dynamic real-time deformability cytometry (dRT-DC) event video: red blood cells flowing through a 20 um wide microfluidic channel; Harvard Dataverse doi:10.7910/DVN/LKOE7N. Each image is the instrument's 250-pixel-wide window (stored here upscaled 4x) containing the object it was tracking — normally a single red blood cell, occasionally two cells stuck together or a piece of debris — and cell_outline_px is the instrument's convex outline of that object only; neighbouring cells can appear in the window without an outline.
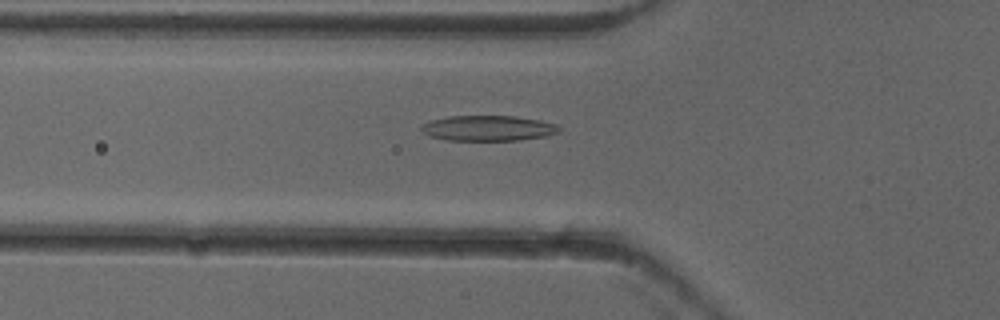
{"species": "common noctule bat (a hibernating species)", "species_latin": "Nyctalus noctula", "temperature_condition": "cold", "stored_images_in_passage": 53, "camera_frame_rate_fps": 3000, "um_per_image_px": 0.085, "animal": {"sex": "female"}, "frame": {"image": 1, "passage_image": 19, "time_ms": 6.0, "image_size_px": [1000, 320], "cell_outline_px": [[560, 132], [544, 136], [520, 140], [448, 140], [428, 136], [420, 128], [424, 124], [432, 120], [448, 116], [516, 116], [540, 120], [556, 124], [560, 128]], "centroid_in_image_um": [41.51, 10.89], "position_along_channel_um": 84.3, "area_um2": 20.29}}
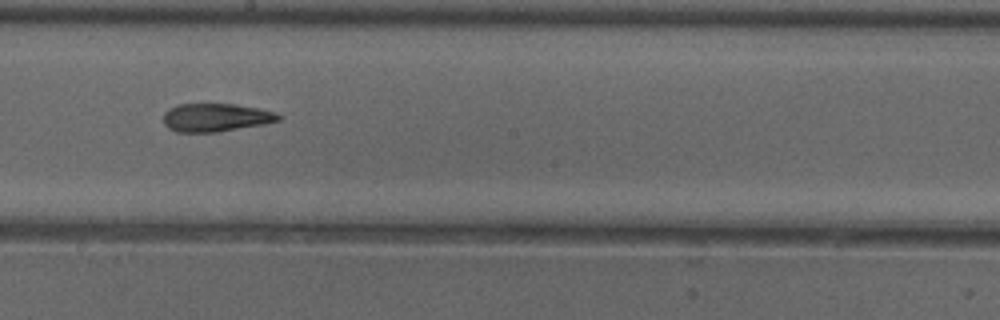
{"frame": {"image": 2, "passage_image": 30, "time_ms": 9.667, "image_size_px": [1000, 320], "cell_outline_px": [[280, 120], [264, 124], [216, 132], [176, 132], [168, 128], [164, 124], [164, 112], [168, 108], [176, 104], [232, 104], [260, 108], [276, 112], [280, 116]], "centroid_in_image_um": [18.32, 9.98], "position_along_channel_um": 229.9, "area_um2": 18.96}}
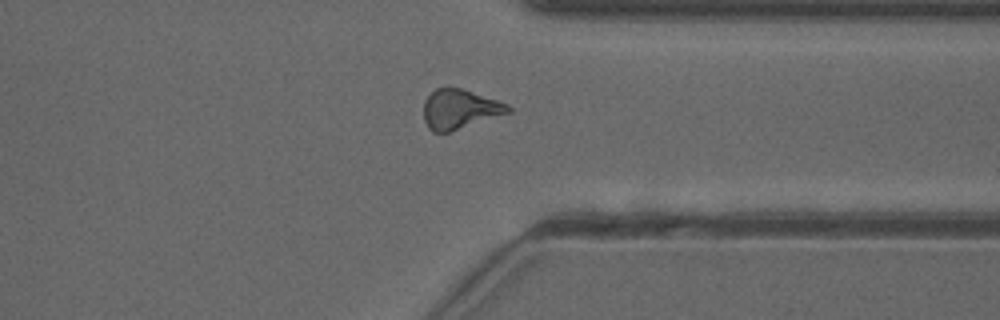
{"frame": {"image": 3, "passage_image": 41, "time_ms": 13.333, "image_size_px": [1000, 320], "cell_outline_px": [[512, 112], [448, 132], [432, 132], [428, 128], [424, 120], [424, 100], [436, 88], [444, 84], [448, 84], [508, 104], [512, 108]], "centroid_in_image_um": [39.05, 9.25], "position_along_channel_um": 372.4, "area_um2": 19.65}, "authors_computed_cell_mechanics": {"area_um2": 19.5364, "velocity_mm_per_s": 3.9355, "shape_relaxation_time_tau1_ms": 7.5703, "shape_relaxation_time_tau2_ms": 3.9045, "deformation_change_tau1": 0.1893, "deformation_change_tau2": 0.1414}}